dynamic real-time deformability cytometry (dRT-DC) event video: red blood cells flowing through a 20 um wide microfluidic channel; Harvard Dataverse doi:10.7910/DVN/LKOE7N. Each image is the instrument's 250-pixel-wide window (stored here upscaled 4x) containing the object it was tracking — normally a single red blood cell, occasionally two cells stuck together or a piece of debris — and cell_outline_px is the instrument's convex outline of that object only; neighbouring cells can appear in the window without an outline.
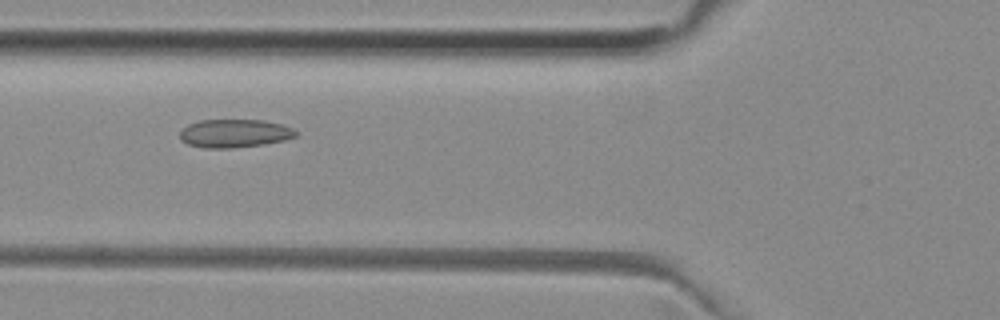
{"species": "common noctule bat (a hibernating species)", "species_latin": "Nyctalus noctula", "temperature_condition": "room temperature", "stored_images_in_passage": 30, "camera_frame_rate_fps": 3000, "um_per_image_px": 0.085, "animal": {"sex": "female", "body_mass_g": 29.2, "forearm_length_mm": 56.3}, "frame": {"image": 1, "passage_image": 4, "time_ms": 1.0, "image_size_px": [1000, 320], "cell_outline_px": [[300, 132], [296, 136], [284, 140], [264, 144], [232, 148], [204, 148], [188, 144], [180, 140], [180, 132], [188, 124], [200, 120], [264, 120], [280, 124], [292, 128]], "centroid_in_image_um": [19.94, 11.34], "position_along_channel_um": 105.9, "area_um2": 19.13}}
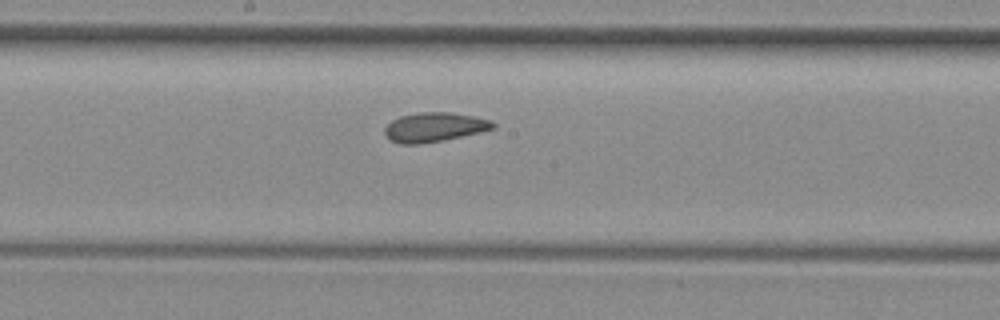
{"frame": {"image": 2, "passage_image": 12, "time_ms": 3.667, "image_size_px": [1000, 320], "cell_outline_px": [[496, 128], [480, 132], [420, 144], [400, 144], [388, 140], [384, 132], [384, 128], [392, 120], [400, 116], [420, 112], [452, 112], [476, 116], [492, 120], [496, 124]], "centroid_in_image_um": [36.92, 10.8], "position_along_channel_um": 211.3, "area_um2": 18.61}}
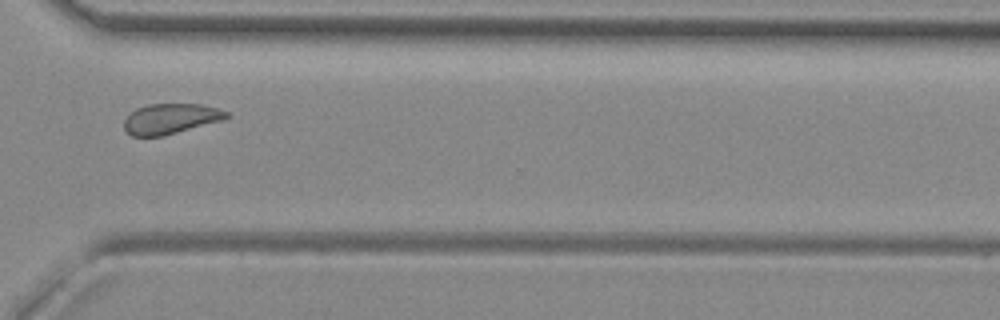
{"frame": {"image": 3, "passage_image": 23, "time_ms": 7.333, "image_size_px": [1000, 320], "cell_outline_px": [[228, 116], [224, 120], [164, 136], [132, 136], [124, 128], [124, 120], [136, 108], [148, 104], [200, 104], [216, 108], [228, 112]], "centroid_in_image_um": [14.5, 10.1], "position_along_channel_um": 356.1, "area_um2": 18.03}, "authors_computed_cell_mechanics": {"area_um2": 18.4671, "velocity_mm_per_s": 3.9518, "shape_relaxation_time_tau1_ms": null, "shape_relaxation_time_tau2_ms": 2.6813, "deformation_change_tau1": null, "deformation_change_tau2": 0.0611}}